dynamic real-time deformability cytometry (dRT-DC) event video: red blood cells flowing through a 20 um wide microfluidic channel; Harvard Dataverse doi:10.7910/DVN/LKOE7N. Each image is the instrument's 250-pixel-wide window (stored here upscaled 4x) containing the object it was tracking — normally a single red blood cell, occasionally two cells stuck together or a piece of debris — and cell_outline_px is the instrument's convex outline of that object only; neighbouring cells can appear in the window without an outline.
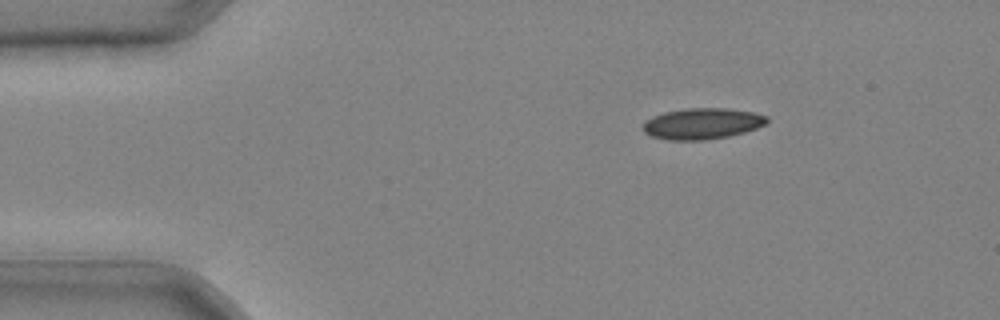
{"species": "common noctule bat (a hibernating species)", "species_latin": "Nyctalus noctula", "temperature_condition": "cold", "stored_images_in_passage": 34, "camera_frame_rate_fps": 3000, "um_per_image_px": 0.085, "animal": {"sex": "male", "body_mass_g": 20.4}, "frame": {"image": 1, "passage_image": 1, "time_ms": 0.0, "image_size_px": [1000, 320], "cell_outline_px": [[768, 120], [764, 124], [756, 128], [744, 132], [728, 136], [704, 140], [668, 140], [652, 136], [644, 132], [644, 120], [664, 112], [688, 108], [728, 108], [752, 112], [768, 116]], "centroid_in_image_um": [59.68, 10.5], "position_along_channel_um": 25.3, "area_um2": 22.31}}
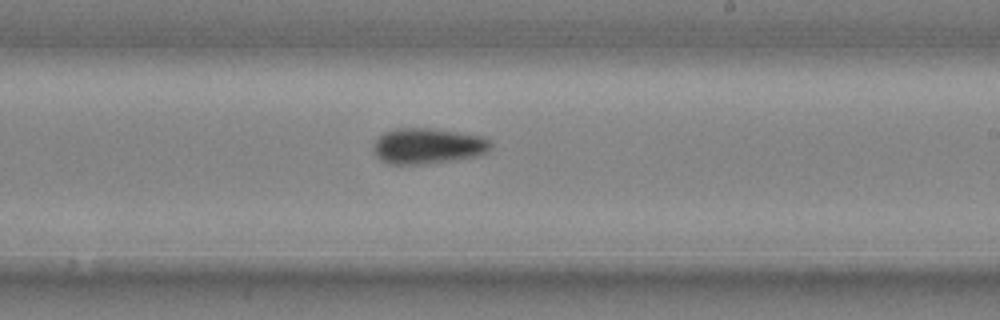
{"frame": {"image": 2, "passage_image": 20, "time_ms": 6.333, "image_size_px": [1000, 320], "cell_outline_px": [[492, 148], [488, 152], [476, 156], [452, 160], [424, 164], [388, 164], [380, 160], [376, 156], [372, 148], [372, 144], [384, 132], [396, 128], [436, 128], [484, 136], [492, 144]], "centroid_in_image_um": [36.36, 12.4], "position_along_channel_um": 252.6, "area_um2": 24.74}}
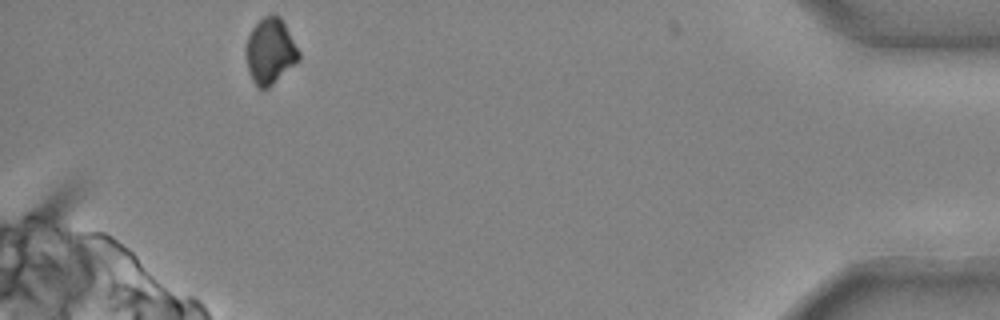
{"frame": {"image": 3, "passage_image": 34, "time_ms": 11.0, "image_size_px": [1000, 320], "cell_outline_px": [[300, 60], [268, 88], [256, 88], [248, 72], [244, 52], [244, 48], [248, 36], [252, 28], [264, 16], [272, 12], [280, 16], [300, 52]], "centroid_in_image_um": [22.94, 4.35], "position_along_channel_um": 412.3, "area_um2": 20.58}}